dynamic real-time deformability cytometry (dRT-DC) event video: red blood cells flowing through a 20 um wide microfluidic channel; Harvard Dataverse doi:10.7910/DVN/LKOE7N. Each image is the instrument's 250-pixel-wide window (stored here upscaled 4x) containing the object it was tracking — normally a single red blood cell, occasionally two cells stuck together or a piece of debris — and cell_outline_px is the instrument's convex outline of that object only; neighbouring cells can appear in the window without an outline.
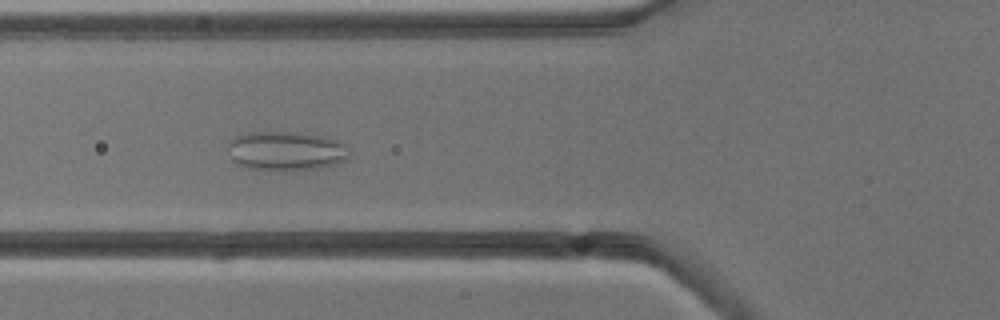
{"species": "common noctule bat (a hibernating species)", "species_latin": "Nyctalus noctula", "temperature_condition": "cold", "stored_images_in_passage": 10, "camera_frame_rate_fps": 3000, "um_per_image_px": 0.085, "animal": {"sex": "male", "body_mass_g": 13.3}, "frame": {"image": 1, "passage_image": 6, "time_ms": 6.333, "image_size_px": [1000, 320], "cell_outline_px": [[348, 160], [336, 164], [320, 168], [248, 168], [236, 164], [232, 160], [228, 148], [228, 144], [236, 136], [252, 132], [292, 132], [324, 136], [336, 140], [344, 144], [348, 156]], "centroid_in_image_um": [24.31, 12.8], "position_along_channel_um": 101.5, "area_um2": 26.93}}